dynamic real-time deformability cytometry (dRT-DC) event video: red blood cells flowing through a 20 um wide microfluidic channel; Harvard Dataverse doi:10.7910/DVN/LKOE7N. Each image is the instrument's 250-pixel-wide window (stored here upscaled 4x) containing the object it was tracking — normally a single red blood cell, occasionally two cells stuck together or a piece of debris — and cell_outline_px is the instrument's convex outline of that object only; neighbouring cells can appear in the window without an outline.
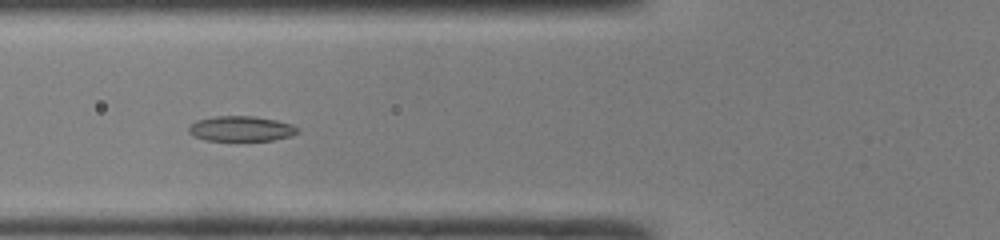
{"species": "common noctule bat (a hibernating species)", "species_latin": "Nyctalus noctula", "temperature_condition": "room temperature", "stored_images_in_passage": 42, "camera_frame_rate_fps": 3000, "um_per_image_px": 0.085, "animal": {"sex": "male", "body_mass_g": 19.0, "forearm_length_mm": 50.8}, "frame": {"image": 1, "passage_image": 12, "time_ms": 3.667, "image_size_px": [1000, 240], "cell_outline_px": [[300, 132], [292, 136], [272, 140], [236, 144], [204, 140], [192, 136], [188, 132], [188, 128], [196, 120], [216, 116], [252, 116], [276, 120], [292, 124], [300, 128]], "centroid_in_image_um": [20.49, 11.0], "position_along_channel_um": 105.3, "area_um2": 17.05}}
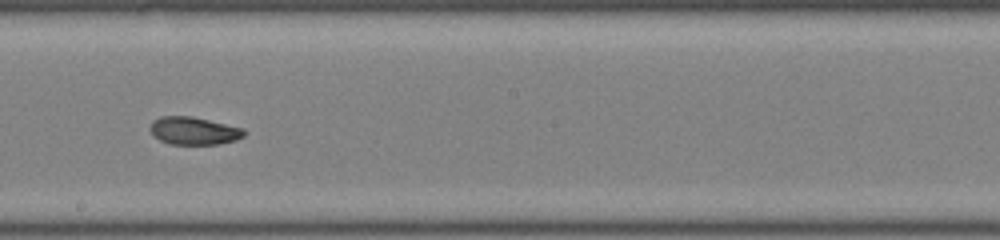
{"frame": {"image": 2, "passage_image": 21, "time_ms": 6.667, "image_size_px": [1000, 240], "cell_outline_px": [[244, 136], [236, 140], [216, 144], [168, 144], [152, 136], [148, 128], [152, 120], [160, 116], [192, 116], [244, 128]], "centroid_in_image_um": [16.41, 11.11], "position_along_channel_um": 231.8, "area_um2": 15.37}}
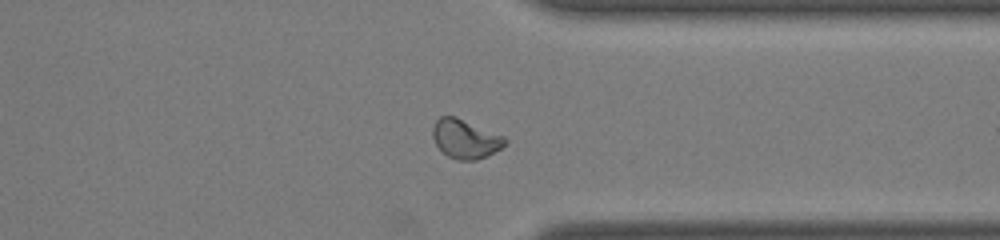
{"frame": {"image": 3, "passage_image": 31, "time_ms": 10.0, "image_size_px": [1000, 240], "cell_outline_px": [[508, 144], [488, 156], [476, 160], [456, 160], [448, 156], [436, 144], [432, 136], [432, 128], [436, 120], [440, 116], [456, 116], [504, 136], [508, 140]], "centroid_in_image_um": [39.58, 11.81], "position_along_channel_um": 371.8, "area_um2": 16.59}, "authors_computed_cell_mechanics": {"area_um2": 16.2707, "velocity_mm_per_s": 4.2299, "shape_relaxation_time_tau1_ms": 4.5851, "shape_relaxation_time_tau2_ms": 0.9659, "deformation_change_tau1": 0.1391, "deformation_change_tau2": 0.0372}}